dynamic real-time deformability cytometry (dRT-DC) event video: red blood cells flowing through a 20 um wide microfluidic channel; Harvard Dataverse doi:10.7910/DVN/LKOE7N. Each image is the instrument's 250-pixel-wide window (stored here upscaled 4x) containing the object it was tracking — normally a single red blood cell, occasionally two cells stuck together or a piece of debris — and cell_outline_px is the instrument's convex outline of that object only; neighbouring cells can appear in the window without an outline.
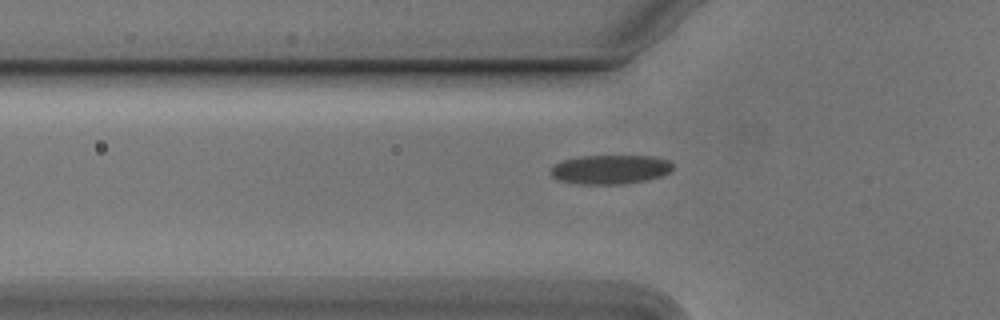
{"species": "Egyptian fruit bat (a non-hibernating species)", "species_latin": "Rousettus aegyptiacus", "temperature_condition": "cold", "stored_images_in_passage": 39, "camera_frame_rate_fps": 3000, "um_per_image_px": 0.085, "animal": {"sex": "male"}, "frame": {"image": 1, "passage_image": 3, "time_ms": 0.667, "image_size_px": [1000, 320], "cell_outline_px": [[672, 168], [668, 172], [660, 176], [648, 180], [624, 184], [576, 184], [560, 180], [552, 176], [552, 168], [556, 164], [564, 160], [580, 156], [652, 156], [668, 160], [672, 164]], "centroid_in_image_um": [51.89, 14.41], "position_along_channel_um": 73.9, "area_um2": 20.58}}
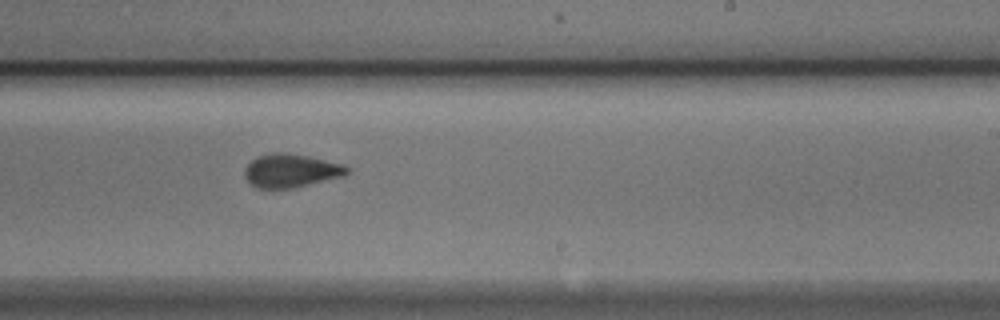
{"frame": {"image": 2, "passage_image": 18, "time_ms": 5.667, "image_size_px": [1000, 320], "cell_outline_px": [[348, 172], [344, 176], [292, 188], [256, 188], [248, 184], [244, 176], [244, 168], [252, 160], [260, 156], [272, 152], [280, 152], [308, 156], [344, 164], [348, 168]], "centroid_in_image_um": [24.69, 14.51], "position_along_channel_um": 264.3, "area_um2": 19.94}}
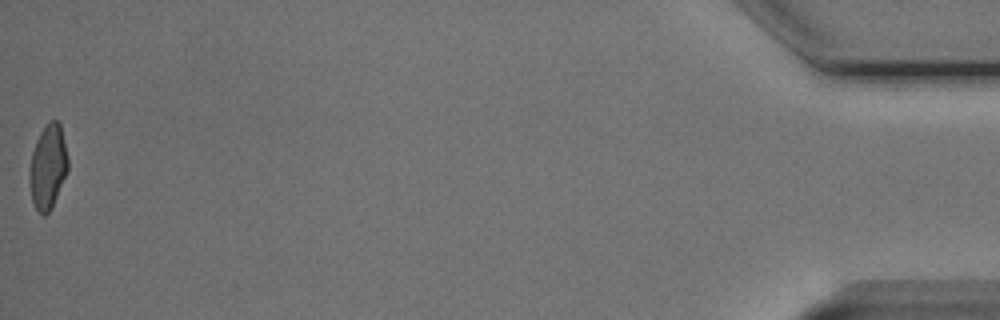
{"frame": {"image": 3, "passage_image": 39, "time_ms": 12.667, "image_size_px": [1000, 320], "cell_outline_px": [[68, 168], [52, 208], [44, 216], [36, 208], [32, 200], [28, 180], [32, 152], [36, 140], [40, 132], [48, 120], [56, 120], [60, 124], [68, 160]], "centroid_in_image_um": [4.06, 14.17], "position_along_channel_um": 431.1, "area_um2": 18.73}, "authors_computed_cell_mechanics": {"area_um2": 19.8254, "velocity_mm_per_s": 3.7991, "shape_relaxation_time_tau1_ms": 3.5492, "shape_relaxation_time_tau2_ms": 1.738, "deformation_change_tau1": 0.1211, "deformation_change_tau2": 0.0646}}